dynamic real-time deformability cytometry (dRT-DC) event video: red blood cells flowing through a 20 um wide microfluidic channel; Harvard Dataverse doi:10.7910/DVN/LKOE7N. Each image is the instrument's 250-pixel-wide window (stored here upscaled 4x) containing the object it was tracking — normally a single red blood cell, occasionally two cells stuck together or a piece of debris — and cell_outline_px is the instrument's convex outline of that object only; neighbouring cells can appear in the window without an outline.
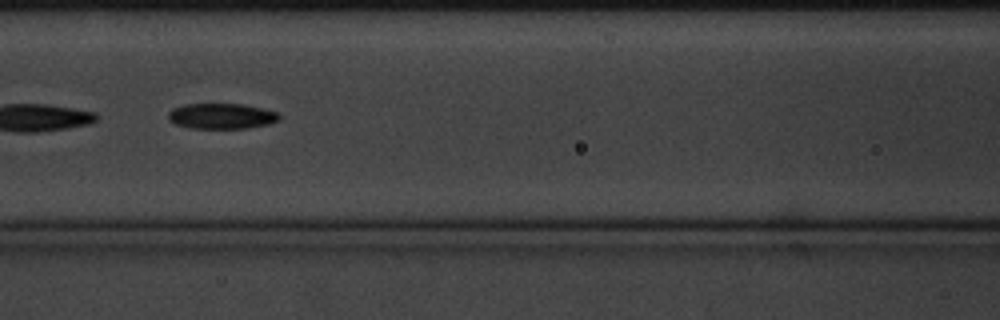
{"species": "common noctule bat (a hibernating species)", "species_latin": "Nyctalus noctula", "temperature_condition": "cold", "stored_images_in_passage": 33, "segment_of_instrument_passage": [2, 2], "camera_frame_rate_fps": 3000, "um_per_image_px": 0.085, "animal": {"sex": "male", "body_mass_g": 20.1, "forearm_length_mm": 53.5}, "frame": {"image": 1, "passage_image": 26, "time_ms": 8.333, "image_size_px": [1000, 320], "cell_outline_px": [[280, 120], [268, 124], [248, 128], [192, 128], [176, 124], [168, 120], [168, 112], [172, 108], [184, 104], [244, 104], [276, 112], [280, 116]], "centroid_in_image_um": [18.81, 9.86], "position_along_channel_um": 147.8, "area_um2": 16.47}}